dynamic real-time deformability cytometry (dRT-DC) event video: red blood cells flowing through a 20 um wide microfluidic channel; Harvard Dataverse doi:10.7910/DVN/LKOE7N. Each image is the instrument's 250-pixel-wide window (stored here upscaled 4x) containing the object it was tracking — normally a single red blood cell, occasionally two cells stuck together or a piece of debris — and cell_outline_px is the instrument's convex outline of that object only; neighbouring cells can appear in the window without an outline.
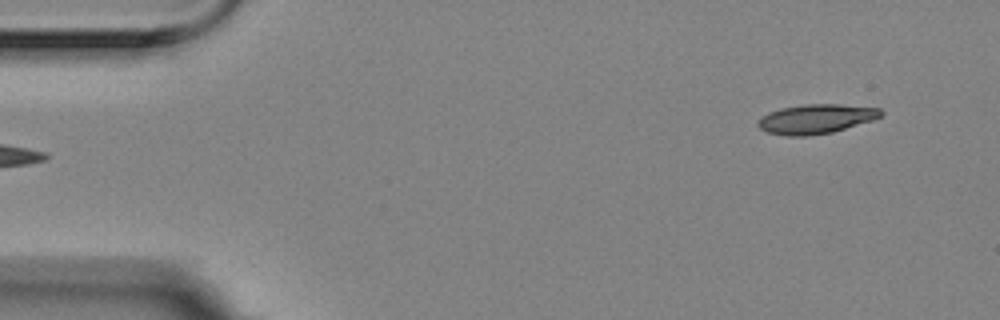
{"species": "Egyptian fruit bat (a non-hibernating species)", "species_latin": "Rousettus aegyptiacus", "temperature_condition": "room temperature", "stored_images_in_passage": 4, "camera_frame_rate_fps": 3000, "um_per_image_px": 0.085, "animal": {"sex": "female"}, "frame": {"image": 1, "passage_image": 1, "time_ms": 0.0, "image_size_px": [1000, 320], "cell_outline_px": [[884, 112], [880, 116], [872, 120], [832, 132], [808, 136], [784, 136], [768, 132], [760, 128], [756, 124], [756, 120], [760, 116], [768, 112], [780, 108], [804, 104], [840, 104], [880, 108]], "centroid_in_image_um": [69.3, 10.1], "position_along_channel_um": 15.7, "area_um2": 21.21}}
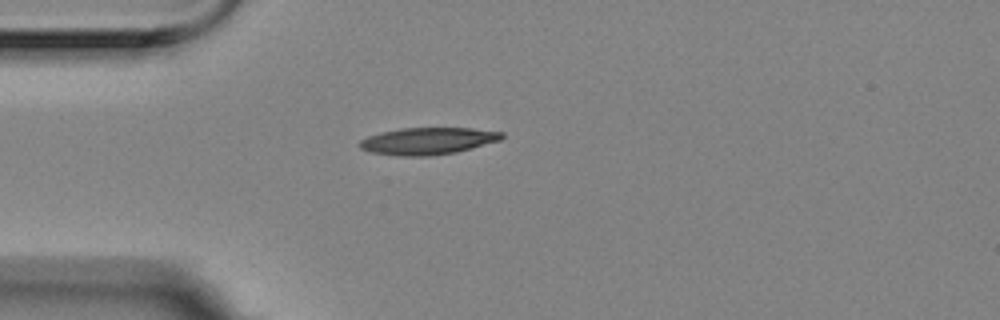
{"frame": {"image": 2, "passage_image": 4, "time_ms": 1.0, "image_size_px": [1000, 320], "cell_outline_px": [[504, 136], [500, 140], [456, 152], [428, 156], [400, 156], [372, 152], [360, 148], [356, 144], [360, 140], [368, 136], [380, 132], [400, 128], [472, 128], [504, 132]], "centroid_in_image_um": [36.34, 11.98], "position_along_channel_um": 48.7, "area_um2": 22.37}}